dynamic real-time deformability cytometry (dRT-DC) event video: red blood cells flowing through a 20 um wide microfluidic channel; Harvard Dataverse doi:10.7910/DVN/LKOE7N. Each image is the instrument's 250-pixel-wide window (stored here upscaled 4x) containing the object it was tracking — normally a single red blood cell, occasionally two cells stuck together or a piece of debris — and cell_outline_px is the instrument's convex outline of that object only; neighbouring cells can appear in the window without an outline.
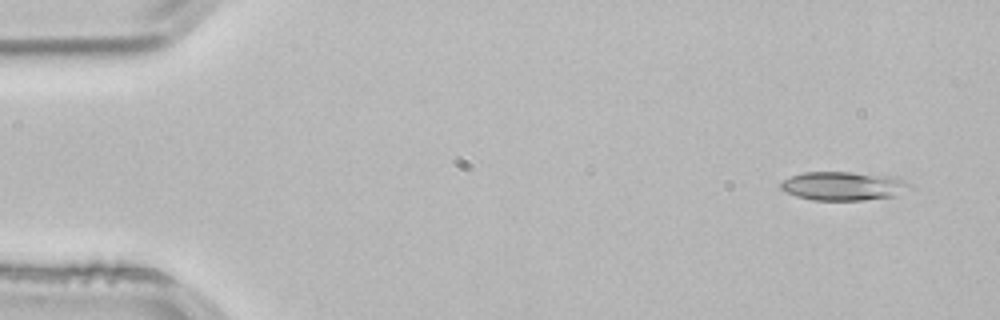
{"species": "common noctule bat (a hibernating species)", "species_latin": "Nyctalus noctula", "temperature_condition": "room temperature", "stored_images_in_passage": 50, "camera_frame_rate_fps": 3000, "um_per_image_px": 0.085, "animal": {"sex": "male", "body_mass_g": 21.5, "forearm_length_mm": 52.0}, "frame": {"image": 1, "passage_image": 1, "time_ms": 0.0, "image_size_px": [1000, 320], "cell_outline_px": [[912, 188], [892, 196], [864, 200], [812, 200], [796, 196], [784, 192], [780, 188], [780, 184], [784, 180], [792, 176], [804, 172], [848, 172], [888, 176], [904, 180], [912, 184]], "centroid_in_image_um": [71.66, 15.81], "position_along_channel_um": 13.3, "area_um2": 21.44}}
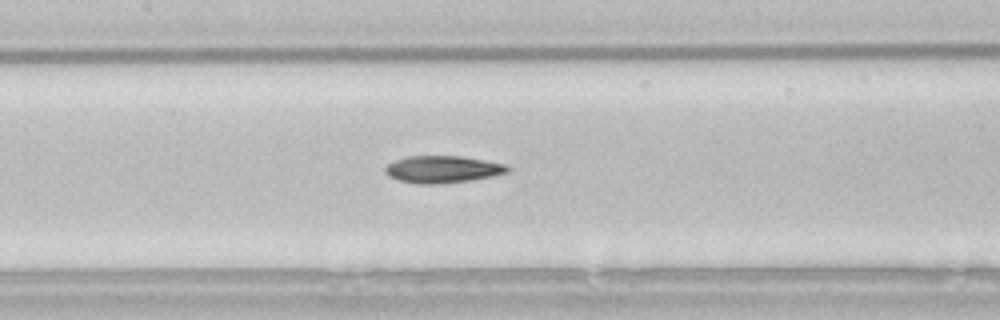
{"frame": {"image": 2, "passage_image": 22, "time_ms": 7.0, "image_size_px": [1000, 320], "cell_outline_px": [[512, 168], [508, 172], [492, 176], [468, 180], [436, 184], [416, 184], [400, 180], [388, 176], [384, 172], [384, 168], [388, 164], [396, 160], [408, 156], [460, 156], [484, 160], [504, 164]], "centroid_in_image_um": [37.6, 14.39], "position_along_channel_um": 169.8, "area_um2": 19.19}}
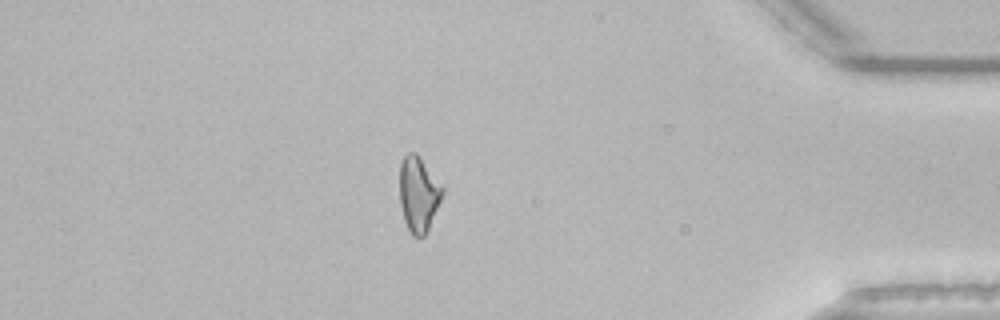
{"frame": {"image": 3, "passage_image": 43, "time_ms": 14.0, "image_size_px": [1000, 320], "cell_outline_px": [[444, 192], [428, 228], [424, 236], [412, 236], [404, 220], [400, 204], [400, 164], [404, 156], [408, 152], [416, 152], [444, 188]], "centroid_in_image_um": [35.56, 16.48], "position_along_channel_um": 399.6, "area_um2": 18.5}, "authors_computed_cell_mechanics": {"area_um2": 19.2185, "velocity_mm_per_s": 3.848, "shape_relaxation_time_tau1_ms": 10.45, "shape_relaxation_time_tau2_ms": 4.6947, "deformation_change_tau1": 0.2232, "deformation_change_tau2": 0.1362}}